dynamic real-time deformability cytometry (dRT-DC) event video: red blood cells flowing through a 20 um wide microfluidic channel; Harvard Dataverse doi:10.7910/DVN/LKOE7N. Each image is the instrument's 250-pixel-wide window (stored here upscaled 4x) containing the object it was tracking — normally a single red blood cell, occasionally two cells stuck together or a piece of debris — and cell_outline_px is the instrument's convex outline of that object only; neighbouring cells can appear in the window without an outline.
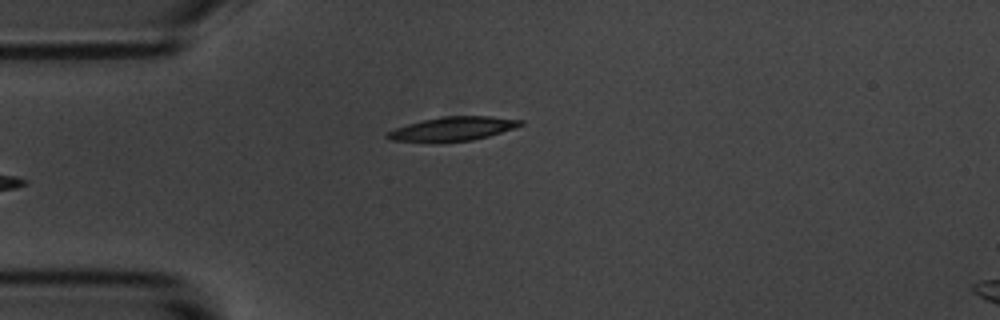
{"species": "common noctule bat (a hibernating species)", "species_latin": "Nyctalus noctula", "temperature_condition": "room temperature", "stored_images_in_passage": 5, "camera_frame_rate_fps": 3000, "um_per_image_px": 0.085, "animal": {"sex": "male", "body_mass_g": 20.1, "forearm_length_mm": 53.5}, "frame": {"image": 1, "passage_image": 5, "time_ms": 4.667, "image_size_px": [1000, 320], "cell_outline_px": [[524, 124], [488, 136], [472, 140], [388, 140], [384, 136], [388, 132], [396, 128], [408, 124], [424, 120], [444, 116], [488, 116], [524, 120]], "centroid_in_image_um": [38.53, 10.91], "position_along_channel_um": 46.5, "area_um2": 17.69}}